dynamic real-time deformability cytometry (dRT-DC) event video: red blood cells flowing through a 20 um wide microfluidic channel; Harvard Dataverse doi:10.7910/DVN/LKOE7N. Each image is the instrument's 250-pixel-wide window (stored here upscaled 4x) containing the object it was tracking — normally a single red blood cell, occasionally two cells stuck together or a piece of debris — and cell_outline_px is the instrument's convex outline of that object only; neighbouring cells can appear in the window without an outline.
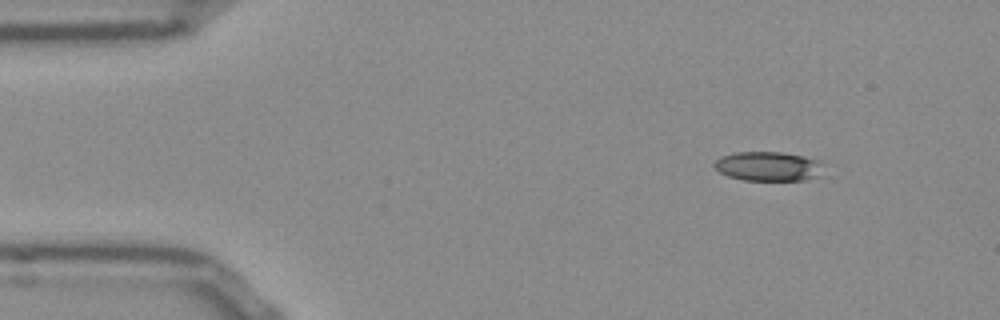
{"species": "Egyptian fruit bat (a non-hibernating species)", "species_latin": "Rousettus aegyptiacus", "temperature_condition": "room temperature", "stored_images_in_passage": 47, "camera_frame_rate_fps": 3000, "um_per_image_px": 0.085, "frame": {"image": 1, "passage_image": 1, "time_ms": 0.0, "image_size_px": [1000, 320], "cell_outline_px": [[820, 176], [804, 180], [744, 180], [728, 176], [720, 172], [712, 164], [720, 156], [736, 152], [780, 152], [804, 156], [816, 160]], "centroid_in_image_um": [65.21, 14.13], "position_along_channel_um": 19.8, "area_um2": 18.32}}
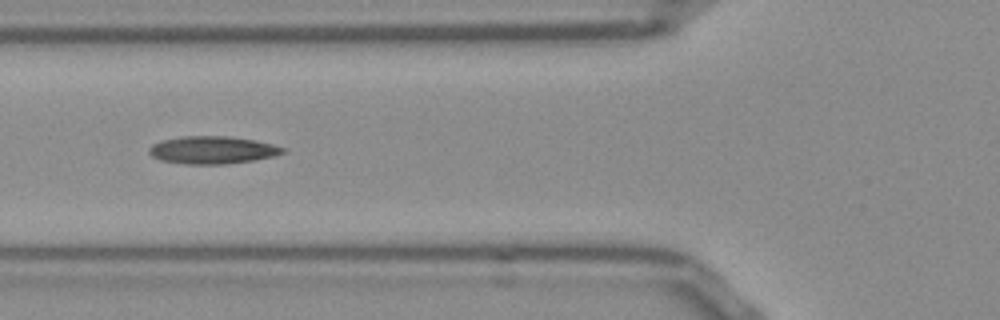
{"frame": {"image": 2, "passage_image": 14, "time_ms": 4.333, "image_size_px": [1000, 320], "cell_outline_px": [[288, 148], [284, 152], [272, 156], [252, 160], [228, 164], [188, 164], [160, 160], [152, 156], [148, 152], [148, 148], [152, 144], [164, 140], [184, 136], [228, 136], [256, 140]], "centroid_in_image_um": [18.06, 12.75], "position_along_channel_um": 107.7, "area_um2": 21.44}}
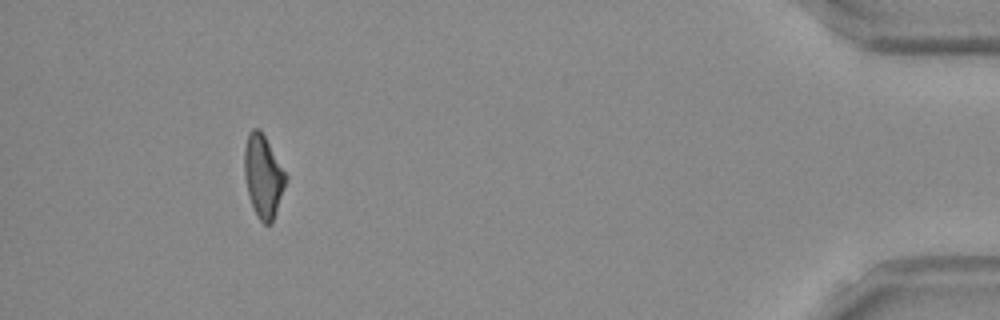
{"frame": {"image": 3, "passage_image": 43, "time_ms": 14.0, "image_size_px": [1000, 320], "cell_outline_px": [[288, 180], [272, 224], [264, 224], [260, 220], [252, 204], [248, 192], [244, 176], [244, 148], [248, 132], [252, 128], [260, 128], [288, 176]], "centroid_in_image_um": [22.39, 14.95], "position_along_channel_um": 412.8, "area_um2": 20.06}, "authors_computed_cell_mechanics": {"area_um2": 20.1722, "velocity_mm_per_s": 3.859, "shape_relaxation_time_tau1_ms": null, "shape_relaxation_time_tau2_ms": 4.4021, "deformation_change_tau1": null, "deformation_change_tau2": 0.1416}}